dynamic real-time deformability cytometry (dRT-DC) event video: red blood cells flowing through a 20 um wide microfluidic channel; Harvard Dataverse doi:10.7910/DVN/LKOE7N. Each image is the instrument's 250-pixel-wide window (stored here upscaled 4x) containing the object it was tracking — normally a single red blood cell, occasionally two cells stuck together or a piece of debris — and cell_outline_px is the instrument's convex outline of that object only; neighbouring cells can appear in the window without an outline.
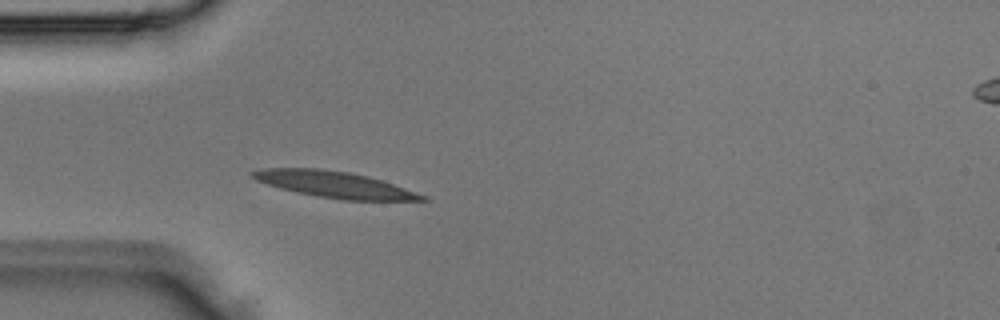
{"species": "Egyptian fruit bat (a non-hibernating species)", "species_latin": "Rousettus aegyptiacus", "temperature_condition": "room temperature", "stored_images_in_passage": 4, "segment_of_instrument_passage": [1, 2], "camera_frame_rate_fps": 3000, "um_per_image_px": 0.085, "animal": {"sex": "male"}, "frame": {"image": 1, "passage_image": 3, "time_ms": 0.667, "image_size_px": [1000, 320], "cell_outline_px": [[428, 200], [344, 200], [316, 196], [296, 192], [280, 188], [256, 180], [248, 172], [264, 168], [320, 168], [348, 172], [368, 176], [428, 196]], "centroid_in_image_um": [28.39, 15.68], "position_along_channel_um": 56.6, "area_um2": 25.72}}